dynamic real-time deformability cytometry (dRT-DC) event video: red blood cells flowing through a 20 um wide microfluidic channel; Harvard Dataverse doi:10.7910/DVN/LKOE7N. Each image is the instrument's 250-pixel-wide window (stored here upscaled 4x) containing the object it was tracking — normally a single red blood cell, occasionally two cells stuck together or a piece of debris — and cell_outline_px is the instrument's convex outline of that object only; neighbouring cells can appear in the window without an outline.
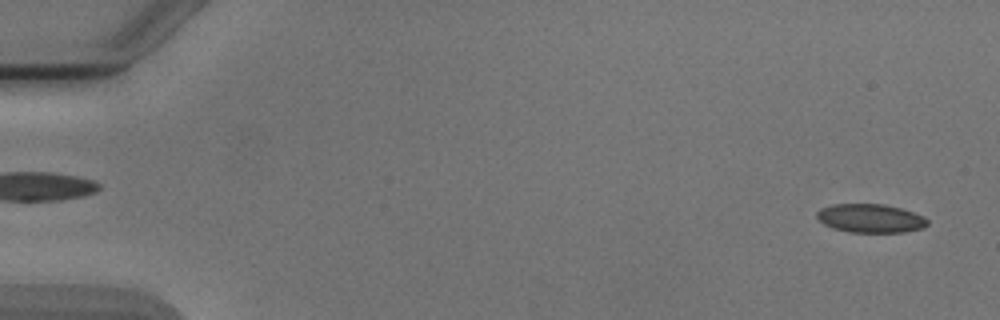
{"species": "Egyptian fruit bat (a non-hibernating species)", "species_latin": "Rousettus aegyptiacus", "temperature_condition": "cold", "stored_images_in_passage": 5, "segment_of_instrument_passage": [2, 2], "camera_frame_rate_fps": 3000, "um_per_image_px": 0.085, "animal": {"sex": "male"}, "frame": {"image": 1, "passage_image": 5, "time_ms": 5.333, "image_size_px": [1000, 320], "cell_outline_px": [[928, 224], [924, 228], [904, 232], [848, 232], [832, 228], [824, 224], [816, 216], [816, 212], [820, 208], [832, 204], [884, 204], [900, 208], [924, 216], [928, 220]], "centroid_in_image_um": [73.98, 18.56], "position_along_channel_um": 11.0, "area_um2": 18.55}}